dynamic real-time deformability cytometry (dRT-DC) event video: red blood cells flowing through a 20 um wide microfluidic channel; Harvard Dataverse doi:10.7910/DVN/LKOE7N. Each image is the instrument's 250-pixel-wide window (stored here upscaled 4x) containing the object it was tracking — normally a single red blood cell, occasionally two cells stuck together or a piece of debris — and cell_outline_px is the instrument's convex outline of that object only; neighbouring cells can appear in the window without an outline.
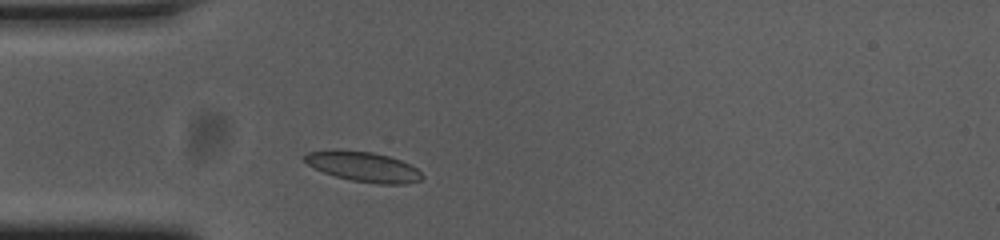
{"species": "common noctule bat (a hibernating species)", "species_latin": "Nyctalus noctula", "temperature_condition": "cold", "stored_images_in_passage": 35, "camera_frame_rate_fps": 3000, "um_per_image_px": 0.085, "animal": {"sex": "female", "body_mass_g": 23.0, "forearm_length_mm": 53.4}, "frame": {"image": 1, "passage_image": 1, "time_ms": 0.0, "image_size_px": [1000, 240], "cell_outline_px": [[424, 176], [420, 180], [404, 184], [380, 184], [352, 180], [336, 176], [324, 172], [308, 164], [304, 160], [304, 156], [308, 152], [372, 152], [388, 156], [400, 160], [416, 168]], "centroid_in_image_um": [30.97, 14.21], "position_along_channel_um": 54.0, "area_um2": 19.54}}
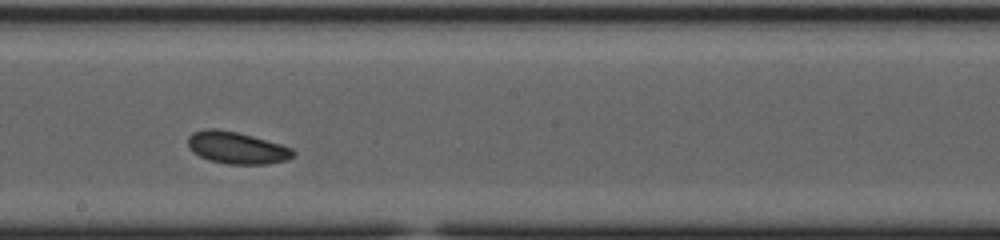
{"frame": {"image": 2, "passage_image": 16, "time_ms": 5.0, "image_size_px": [1000, 240], "cell_outline_px": [[296, 156], [288, 160], [264, 164], [228, 164], [208, 160], [192, 152], [188, 148], [188, 136], [192, 132], [204, 128], [216, 128], [236, 132], [252, 136], [280, 144], [292, 148], [296, 152]], "centroid_in_image_um": [20.11, 12.56], "position_along_channel_um": 228.1, "area_um2": 19.83}}
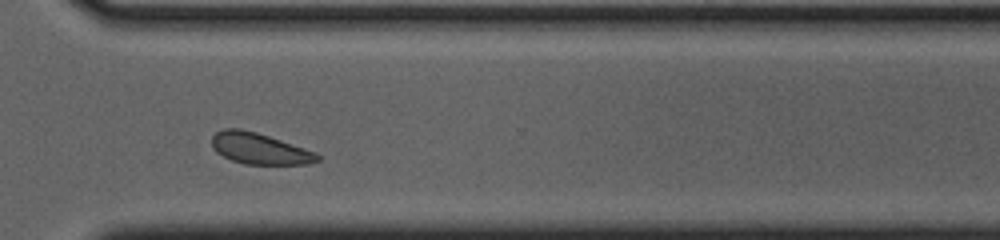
{"frame": {"image": 3, "passage_image": 26, "time_ms": 8.333, "image_size_px": [1000, 240], "cell_outline_px": [[320, 160], [308, 164], [244, 164], [232, 160], [216, 152], [212, 148], [212, 136], [216, 132], [224, 128], [240, 128], [256, 132], [316, 152], [320, 156]], "centroid_in_image_um": [22.04, 12.63], "position_along_channel_um": 348.6, "area_um2": 19.07}, "authors_computed_cell_mechanics": {"area_um2": 19.5364, "velocity_mm_per_s": 3.5976, "shape_relaxation_time_tau1_ms": 1.9607, "shape_relaxation_time_tau2_ms": null, "deformation_change_tau1": 0.0724, "deformation_change_tau2": null}}